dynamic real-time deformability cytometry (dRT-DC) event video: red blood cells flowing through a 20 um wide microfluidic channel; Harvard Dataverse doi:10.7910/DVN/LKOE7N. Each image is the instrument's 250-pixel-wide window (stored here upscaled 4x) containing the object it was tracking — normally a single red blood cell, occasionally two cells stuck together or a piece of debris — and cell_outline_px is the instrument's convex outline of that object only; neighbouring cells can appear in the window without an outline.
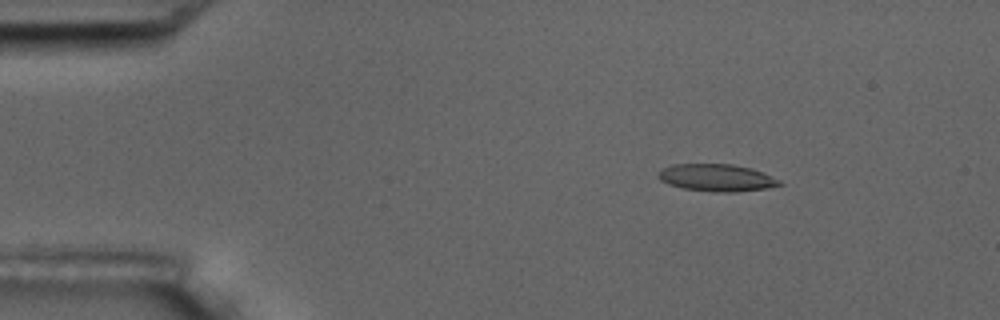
{"species": "common noctule bat (a hibernating species)", "species_latin": "Nyctalus noctula", "temperature_condition": "room temperature", "stored_images_in_passage": 6, "camera_frame_rate_fps": 3000, "um_per_image_px": 0.085, "animal": {"sex": "male", "body_mass_g": 17.5, "forearm_length_mm": 52.3}, "frame": {"image": 1, "passage_image": 3, "time_ms": 2.333, "image_size_px": [1000, 320], "cell_outline_px": [[784, 184], [768, 188], [736, 192], [712, 192], [684, 188], [668, 184], [660, 180], [656, 176], [660, 168], [672, 164], [732, 164], [752, 168], [764, 172], [780, 180]], "centroid_in_image_um": [60.91, 15.1], "position_along_channel_um": 24.1, "area_um2": 19.54}}
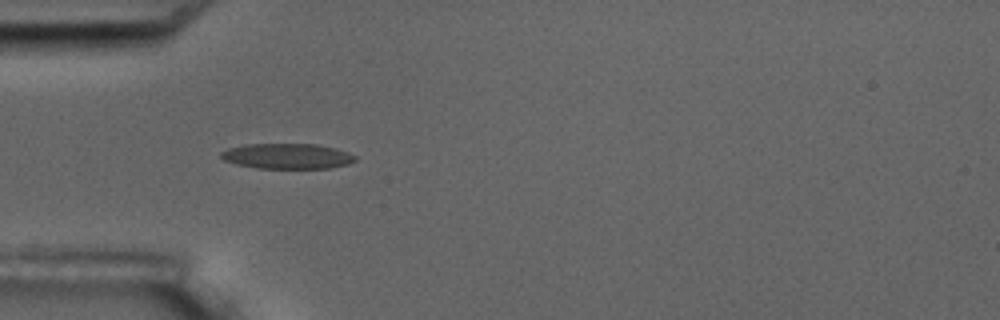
{"frame": {"image": 2, "passage_image": 5, "time_ms": 5.333, "image_size_px": [1000, 320], "cell_outline_px": [[356, 160], [348, 164], [332, 168], [256, 168], [236, 164], [224, 160], [220, 156], [220, 152], [228, 148], [244, 144], [316, 144], [336, 148], [348, 152], [356, 156]], "centroid_in_image_um": [24.42, 13.27], "position_along_channel_um": 60.6, "area_um2": 19.94}}